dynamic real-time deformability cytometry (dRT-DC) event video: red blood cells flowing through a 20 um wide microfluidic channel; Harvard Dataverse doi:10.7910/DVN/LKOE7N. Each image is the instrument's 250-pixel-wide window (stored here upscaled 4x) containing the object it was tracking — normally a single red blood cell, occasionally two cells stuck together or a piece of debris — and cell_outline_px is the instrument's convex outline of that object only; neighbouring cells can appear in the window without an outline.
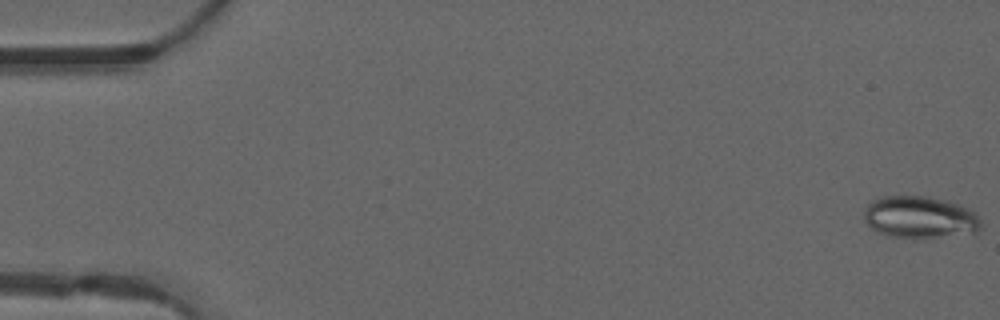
{"species": "common noctule bat (a hibernating species)", "species_latin": "Nyctalus noctula", "temperature_condition": "warm", "stored_images_in_passage": 12, "camera_frame_rate_fps": 3000, "um_per_image_px": 0.085, "animal": {"sex": "male", "forearm_length_mm": 52.5}, "frame": {"image": 1, "passage_image": 1, "time_ms": 0.0, "image_size_px": [1000, 320], "cell_outline_px": [[984, 228], [980, 232], [912, 240], [888, 236], [876, 232], [864, 220], [864, 208], [872, 200], [880, 196], [928, 196], [948, 200], [968, 208], [976, 212], [984, 224]], "centroid_in_image_um": [78.23, 18.49], "position_along_channel_um": 6.8, "area_um2": 29.71}}